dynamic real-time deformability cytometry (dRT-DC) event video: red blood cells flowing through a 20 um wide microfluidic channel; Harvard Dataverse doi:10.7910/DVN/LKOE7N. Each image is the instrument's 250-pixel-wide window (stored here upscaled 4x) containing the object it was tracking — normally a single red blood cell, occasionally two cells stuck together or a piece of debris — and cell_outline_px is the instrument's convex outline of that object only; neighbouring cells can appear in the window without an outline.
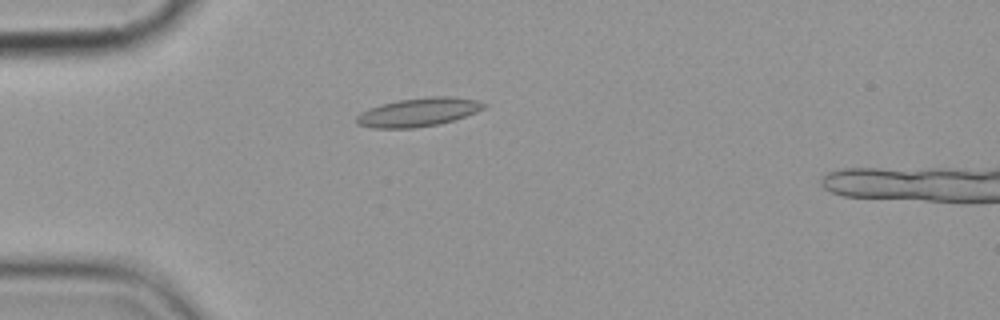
{"species": "common noctule bat (a hibernating species)", "species_latin": "Nyctalus noctula", "temperature_condition": "cold", "stored_images_in_passage": 1, "camera_frame_rate_fps": 3000, "um_per_image_px": 0.085, "animal": {"sex": "female", "body_mass_g": 19.9}, "frame": {"image": 1, "passage_image": 1, "time_ms": 0.0, "image_size_px": [1000, 320], "cell_outline_px": [[488, 104], [484, 108], [476, 112], [440, 124], [416, 128], [372, 128], [356, 124], [356, 116], [360, 112], [368, 108], [380, 104], [400, 100], [428, 96], [452, 96], [476, 100]], "centroid_in_image_um": [35.53, 9.53], "position_along_channel_um": 49.5, "area_um2": 21.33}}